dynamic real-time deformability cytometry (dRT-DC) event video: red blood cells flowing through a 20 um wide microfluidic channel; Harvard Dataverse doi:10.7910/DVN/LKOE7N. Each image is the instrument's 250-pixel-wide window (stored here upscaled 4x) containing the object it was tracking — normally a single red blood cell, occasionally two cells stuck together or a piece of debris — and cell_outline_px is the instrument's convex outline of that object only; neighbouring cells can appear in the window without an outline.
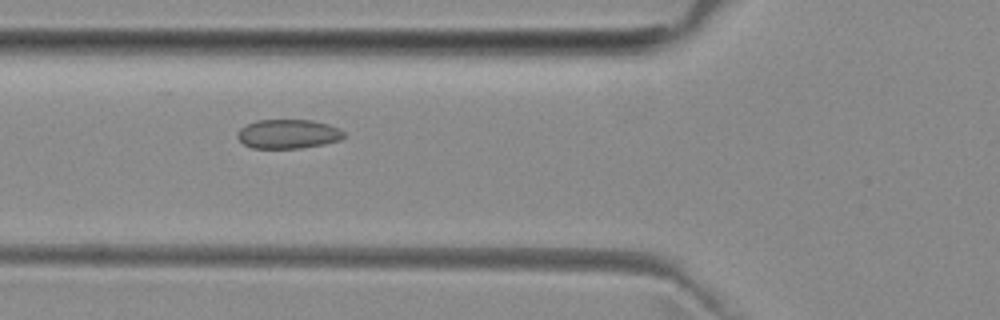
{"species": "common noctule bat (a hibernating species)", "species_latin": "Nyctalus noctula", "temperature_condition": "room temperature", "stored_images_in_passage": 9, "camera_frame_rate_fps": 3000, "um_per_image_px": 0.085, "animal": {"sex": "female", "body_mass_g": 29.2, "forearm_length_mm": 56.3}, "frame": {"image": 1, "passage_image": 6, "time_ms": 5.667, "image_size_px": [1000, 320], "cell_outline_px": [[344, 136], [340, 140], [324, 144], [300, 148], [252, 148], [244, 144], [236, 136], [236, 132], [240, 128], [256, 120], [312, 120], [328, 124], [340, 128], [344, 132]], "centroid_in_image_um": [24.48, 11.38], "position_along_channel_um": 101.3, "area_um2": 18.15}}
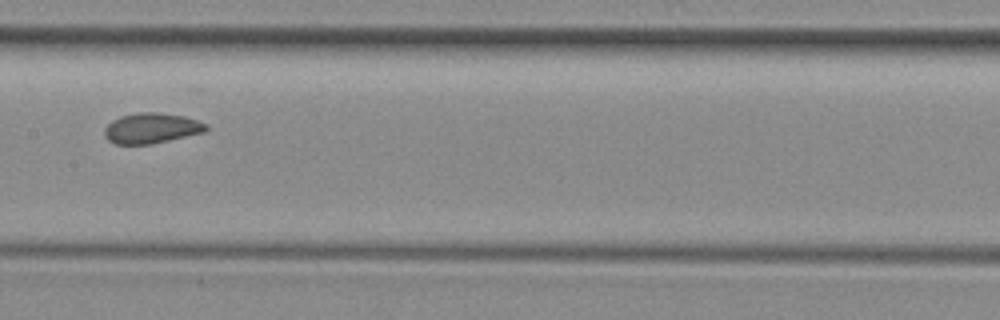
{"frame": {"image": 2, "passage_image": 8, "time_ms": 8.0, "image_size_px": [1000, 320], "cell_outline_px": [[208, 128], [204, 132], [168, 140], [148, 144], [116, 144], [108, 140], [104, 136], [104, 128], [112, 120], [120, 116], [144, 112], [156, 112], [184, 116], [208, 124]], "centroid_in_image_um": [12.85, 10.89], "position_along_channel_um": 194.5, "area_um2": 17.8}}
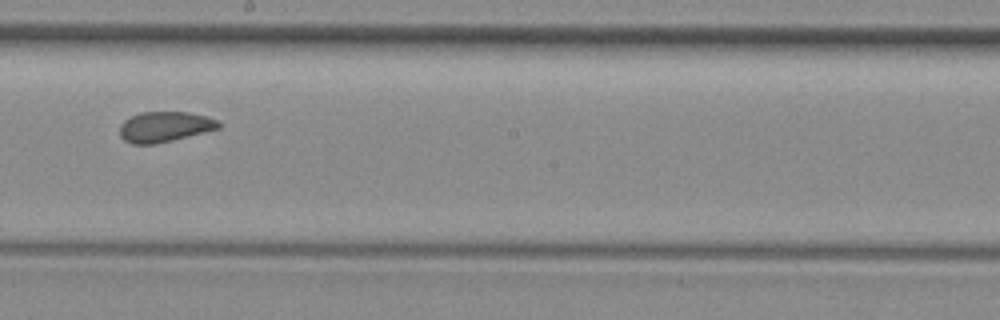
{"frame": {"image": 3, "passage_image": 9, "time_ms": 9.0, "image_size_px": [1000, 320], "cell_outline_px": [[220, 128], [156, 144], [132, 144], [124, 140], [120, 136], [120, 124], [124, 120], [140, 112], [188, 112], [204, 116], [216, 120], [220, 124]], "centroid_in_image_um": [13.95, 10.78], "position_along_channel_um": 234.2, "area_um2": 17.34}}